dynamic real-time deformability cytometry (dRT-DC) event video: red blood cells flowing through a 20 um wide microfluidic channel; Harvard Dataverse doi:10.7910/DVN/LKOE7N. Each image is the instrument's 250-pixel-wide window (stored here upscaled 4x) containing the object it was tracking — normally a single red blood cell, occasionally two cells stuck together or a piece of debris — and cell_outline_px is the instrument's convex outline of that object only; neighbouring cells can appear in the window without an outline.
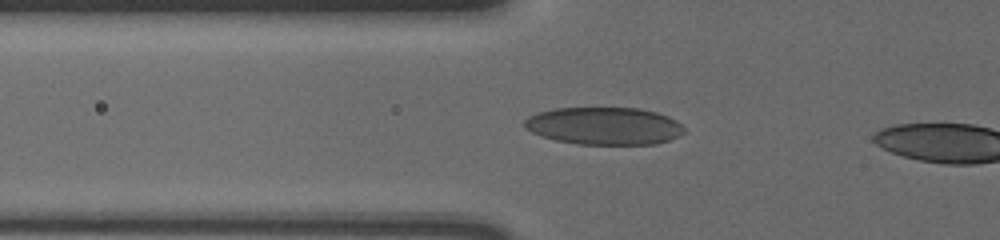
{"species": "human", "species_latin": "Homo sapiens", "temperature_condition": "cold", "stored_images_in_passage": 16, "camera_frame_rate_fps": 3000, "um_per_image_px": 0.085, "donor": {"sex": "male"}, "frame": {"image": 1, "passage_image": 14, "time_ms": 4.333, "image_size_px": [1000, 240], "cell_outline_px": [[684, 132], [668, 140], [656, 144], [576, 144], [556, 140], [540, 136], [524, 128], [524, 120], [528, 116], [540, 112], [556, 108], [640, 108], [656, 112], [668, 116], [676, 120], [684, 128]], "centroid_in_image_um": [51.33, 10.7], "position_along_channel_um": 74.5, "area_um2": 34.85}}